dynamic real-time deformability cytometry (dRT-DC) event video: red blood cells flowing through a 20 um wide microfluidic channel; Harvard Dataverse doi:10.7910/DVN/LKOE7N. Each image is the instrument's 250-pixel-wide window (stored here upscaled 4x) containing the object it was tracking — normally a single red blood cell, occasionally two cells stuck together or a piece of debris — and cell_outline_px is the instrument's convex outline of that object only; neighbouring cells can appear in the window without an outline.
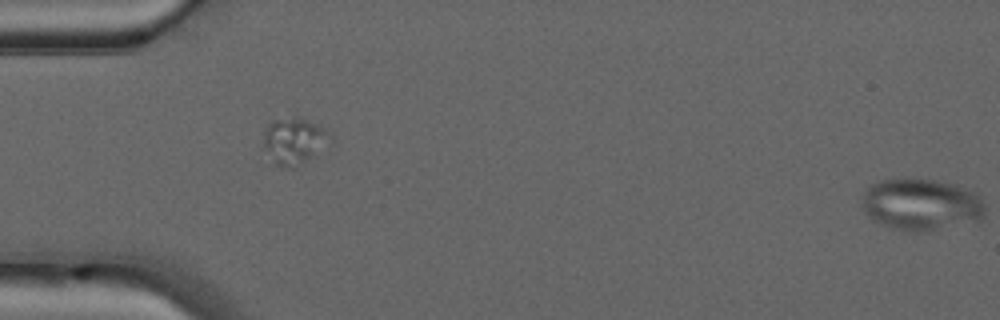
{"species": "common noctule bat (a hibernating species)", "species_latin": "Nyctalus noctula", "temperature_condition": "warm", "stored_images_in_passage": 9, "segment_of_instrument_passage": [2, 2], "camera_frame_rate_fps": 3000, "um_per_image_px": 0.085, "animal": {"sex": "male", "forearm_length_mm": 52.5}, "frame": {"image": 1, "passage_image": 9, "time_ms": 2.667, "image_size_px": [1000, 320], "cell_outline_px": [[984, 216], [980, 220], [928, 232], [892, 228], [872, 220], [864, 212], [860, 204], [864, 192], [872, 184], [884, 180], [932, 180], [960, 184], [976, 192], [984, 204]], "centroid_in_image_um": [78.33, 17.39], "position_along_channel_um": 6.7, "area_um2": 37.11}}